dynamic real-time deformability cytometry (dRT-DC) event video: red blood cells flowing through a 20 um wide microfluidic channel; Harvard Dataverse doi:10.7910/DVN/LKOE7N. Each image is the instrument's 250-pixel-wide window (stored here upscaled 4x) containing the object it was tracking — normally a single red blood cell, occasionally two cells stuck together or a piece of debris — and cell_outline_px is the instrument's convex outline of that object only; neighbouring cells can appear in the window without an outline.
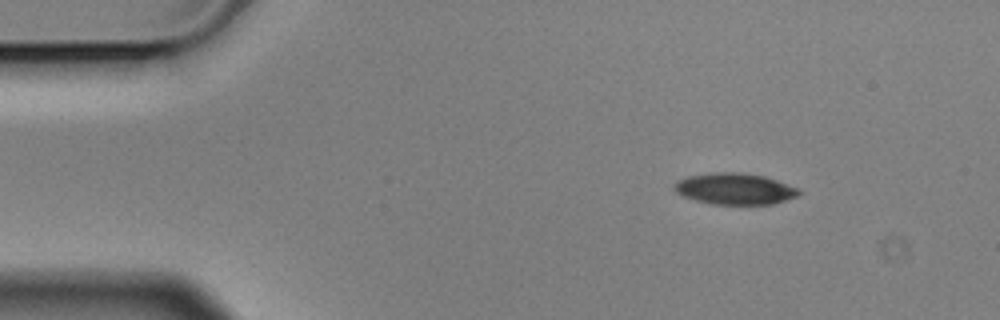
{"species": "Egyptian fruit bat (a non-hibernating species)", "species_latin": "Rousettus aegyptiacus", "temperature_condition": "cold", "stored_images_in_passage": 6, "camera_frame_rate_fps": 3000, "um_per_image_px": 0.085, "animal": {"sex": "male"}, "frame": {"image": 1, "passage_image": 1, "time_ms": 0.0, "image_size_px": [1000, 320], "cell_outline_px": [[804, 192], [796, 196], [772, 204], [712, 204], [696, 200], [684, 196], [676, 192], [672, 188], [676, 180], [688, 176], [712, 172], [744, 172], [764, 176], [800, 188]], "centroid_in_image_um": [62.46, 16.03], "position_along_channel_um": 22.5, "area_um2": 22.89}}
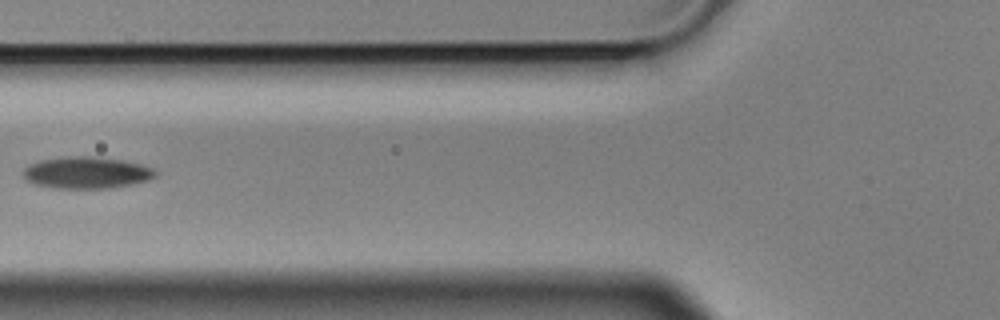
{"frame": {"image": 2, "passage_image": 5, "time_ms": 1.333, "image_size_px": [1000, 320], "cell_outline_px": [[160, 172], [156, 176], [148, 180], [132, 184], [108, 188], [52, 188], [36, 184], [28, 180], [24, 176], [24, 168], [28, 164], [40, 160], [68, 156], [92, 156], [120, 160], [140, 164], [156, 168]], "centroid_in_image_um": [7.4, 14.67], "position_along_channel_um": 118.4, "area_um2": 24.51}}
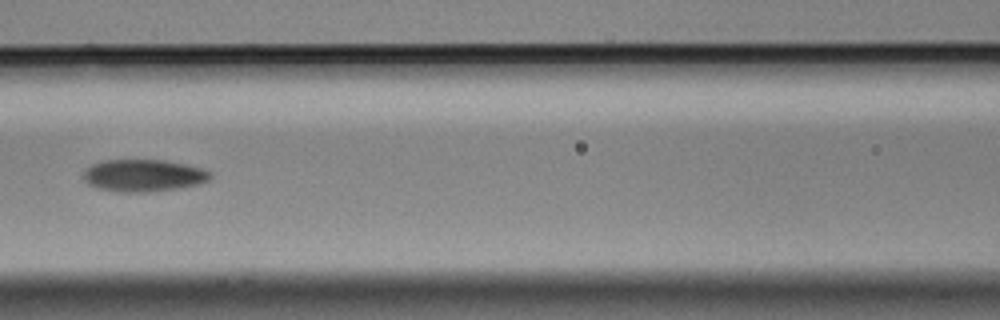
{"frame": {"image": 3, "passage_image": 6, "time_ms": 1.667, "image_size_px": [1000, 320], "cell_outline_px": [[212, 176], [208, 180], [200, 184], [152, 192], [124, 192], [100, 188], [88, 184], [84, 180], [84, 172], [92, 164], [100, 160], [164, 160], [184, 164], [200, 168], [212, 172]], "centroid_in_image_um": [12.21, 14.91], "position_along_channel_um": 154.4, "area_um2": 23.64}}